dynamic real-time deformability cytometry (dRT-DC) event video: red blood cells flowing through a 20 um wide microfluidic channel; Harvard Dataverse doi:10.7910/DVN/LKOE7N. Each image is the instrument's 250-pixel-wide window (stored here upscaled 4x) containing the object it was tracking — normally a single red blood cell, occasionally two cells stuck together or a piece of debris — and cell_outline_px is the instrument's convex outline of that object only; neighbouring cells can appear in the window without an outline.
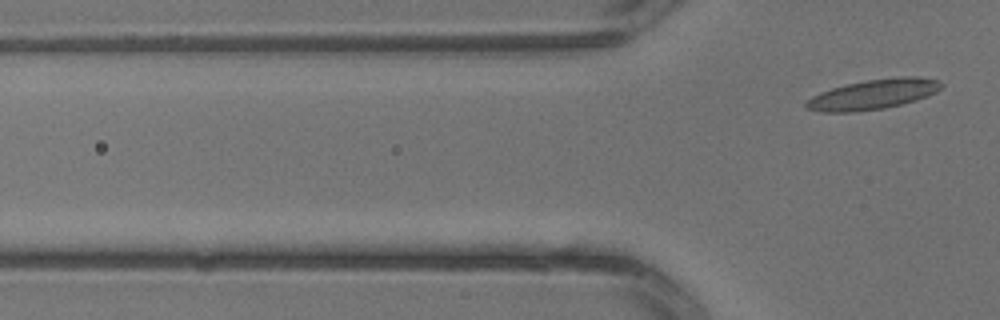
{"species": "common noctule bat (a hibernating species)", "species_latin": "Nyctalus noctula", "temperature_condition": "warm", "stored_images_in_passage": 3, "camera_frame_rate_fps": 3000, "um_per_image_px": 0.085, "animal": {"sex": "male", "body_mass_g": 13.3}, "frame": {"image": 1, "passage_image": 3, "time_ms": 0.667, "image_size_px": [1000, 320], "cell_outline_px": [[944, 84], [936, 92], [916, 100], [884, 108], [856, 112], [820, 112], [804, 108], [804, 104], [812, 96], [820, 92], [832, 88], [848, 84], [868, 80], [900, 76], [920, 76], [936, 80]], "centroid_in_image_um": [74.2, 8.02], "position_along_channel_um": 51.6, "area_um2": 23.52}}